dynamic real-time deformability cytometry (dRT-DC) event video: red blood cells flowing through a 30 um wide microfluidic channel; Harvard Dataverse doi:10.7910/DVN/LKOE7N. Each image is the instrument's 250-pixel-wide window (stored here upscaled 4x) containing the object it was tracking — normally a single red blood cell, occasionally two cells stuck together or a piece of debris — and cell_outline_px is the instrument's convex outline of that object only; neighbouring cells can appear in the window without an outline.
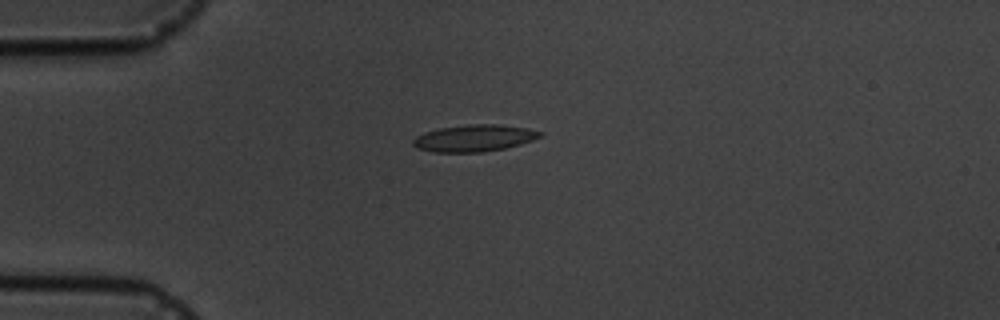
{"species": "common noctule bat (a hibernating species)", "species_latin": "Nyctalus noctula", "temperature_condition": "cold", "stored_images_in_passage": 17, "camera_frame_rate_fps": 3000, "um_per_image_px": 0.085, "animal": {"sex": "male", "body_mass_g": 19.5, "forearm_length_mm": 54.6}, "frame": {"image": 1, "passage_image": 5, "time_ms": 4.667, "image_size_px": [1000, 320], "cell_outline_px": [[544, 132], [540, 136], [532, 140], [520, 144], [504, 148], [480, 152], [432, 152], [416, 148], [412, 144], [412, 140], [416, 136], [424, 132], [440, 128], [468, 124], [496, 124], [528, 128]], "centroid_in_image_um": [40.27, 11.74], "position_along_channel_um": 44.7, "area_um2": 19.83}}
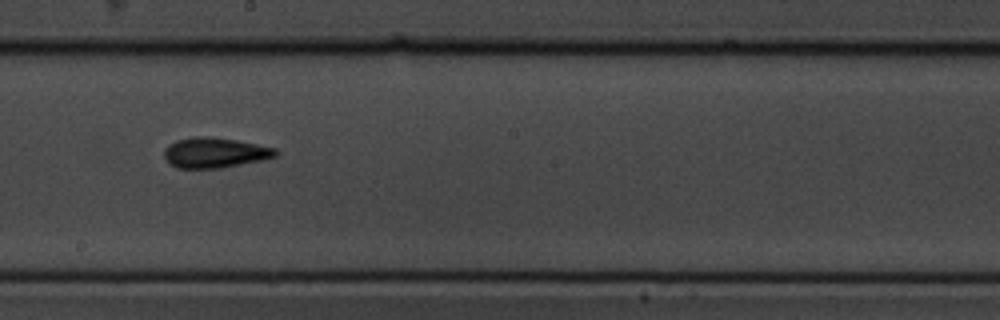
{"frame": {"image": 2, "passage_image": 10, "time_ms": 10.333, "image_size_px": [1000, 320], "cell_outline_px": [[280, 152], [276, 156], [260, 160], [220, 168], [176, 168], [168, 164], [164, 156], [164, 148], [168, 144], [176, 140], [192, 136], [204, 136], [236, 140], [276, 148]], "centroid_in_image_um": [18.21, 12.97], "position_along_channel_um": 230.0, "area_um2": 19.71}}
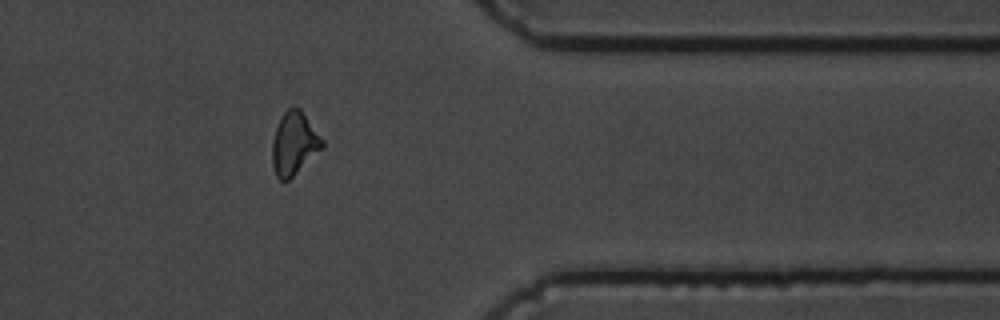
{"frame": {"image": 3, "passage_image": 14, "time_ms": 15.0, "image_size_px": [1000, 320], "cell_outline_px": [[324, 148], [288, 180], [280, 180], [276, 176], [272, 164], [272, 140], [280, 116], [288, 108], [296, 104], [300, 108], [324, 140]], "centroid_in_image_um": [25.01, 12.17], "position_along_channel_um": 386.4, "area_um2": 18.55}, "authors_computed_cell_mechanics": {"area_um2": 18.785, "velocity_mm_per_s": 3.6424, "shape_relaxation_time_tau1_ms": 2.759, "shape_relaxation_time_tau2_ms": 1.9539, "deformation_change_tau1": 0.118, "deformation_change_tau2": 0.0689}}